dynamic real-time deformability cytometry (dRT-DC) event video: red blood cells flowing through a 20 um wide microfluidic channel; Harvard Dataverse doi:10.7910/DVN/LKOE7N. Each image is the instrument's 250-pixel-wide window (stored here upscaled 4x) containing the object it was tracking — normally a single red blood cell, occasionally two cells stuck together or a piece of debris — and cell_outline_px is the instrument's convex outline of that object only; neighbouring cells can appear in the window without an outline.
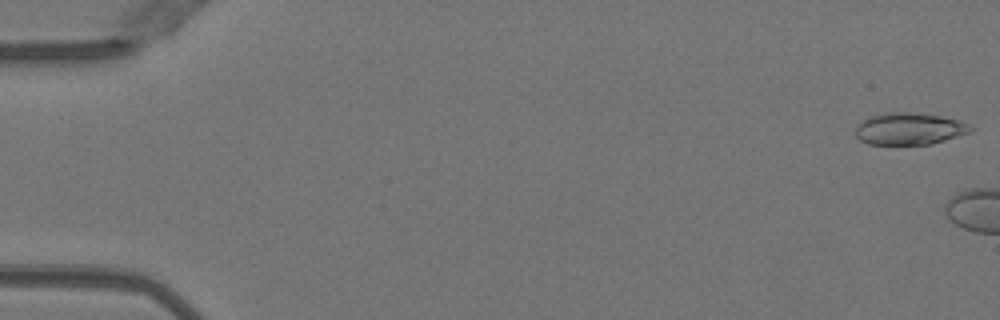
{"species": "Egyptian fruit bat (a non-hibernating species)", "species_latin": "Rousettus aegyptiacus", "temperature_condition": "warm", "stored_images_in_passage": 4, "camera_frame_rate_fps": 3000, "um_per_image_px": 0.085, "animal": {"sex": "female"}, "frame": {"image": 1, "passage_image": 1, "time_ms": 0.0, "image_size_px": [1000, 320], "cell_outline_px": [[972, 132], [932, 144], [868, 144], [860, 140], [856, 136], [856, 124], [868, 116], [888, 112], [912, 112], [940, 116], [960, 120], [972, 124]], "centroid_in_image_um": [77.31, 10.94], "position_along_channel_um": 7.7, "area_um2": 21.68}}